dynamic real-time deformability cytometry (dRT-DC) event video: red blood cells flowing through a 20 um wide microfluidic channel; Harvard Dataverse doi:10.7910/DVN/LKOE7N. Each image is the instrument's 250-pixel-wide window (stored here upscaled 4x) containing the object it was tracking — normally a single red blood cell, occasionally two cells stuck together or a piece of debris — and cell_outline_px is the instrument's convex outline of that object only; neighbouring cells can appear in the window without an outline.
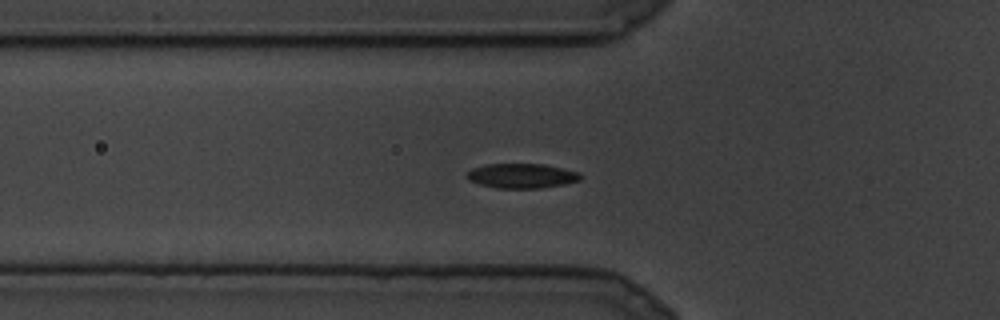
{"species": "common noctule bat (a hibernating species)", "species_latin": "Nyctalus noctula", "temperature_condition": "cold", "stored_images_in_passage": 8, "camera_frame_rate_fps": 3000, "um_per_image_px": 0.085, "animal": {"sex": "male", "body_mass_g": 19.5, "forearm_length_mm": 54.6}, "frame": {"image": 1, "passage_image": 2, "time_ms": 0.333, "image_size_px": [1000, 320], "cell_outline_px": [[580, 180], [564, 184], [540, 188], [496, 188], [480, 184], [464, 176], [472, 168], [484, 164], [544, 164], [580, 172]], "centroid_in_image_um": [44.34, 14.94], "position_along_channel_um": 81.5, "area_um2": 16.24}}
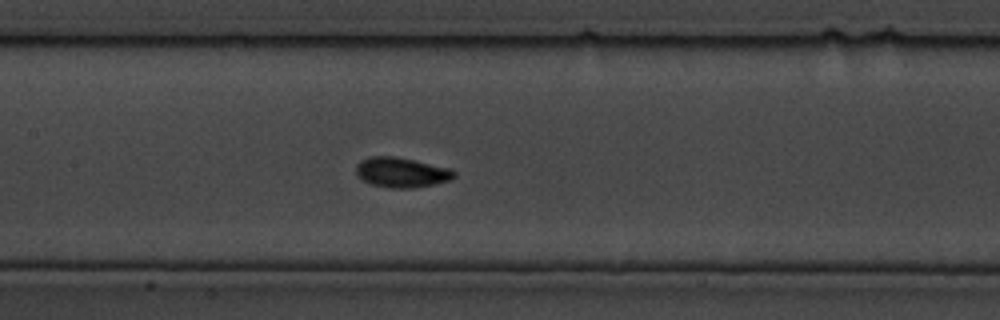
{"frame": {"image": 2, "passage_image": 6, "time_ms": 1.667, "image_size_px": [1000, 320], "cell_outline_px": [[456, 176], [452, 180], [412, 188], [388, 188], [372, 184], [356, 176], [356, 164], [360, 160], [372, 156], [396, 156], [452, 168], [456, 172]], "centroid_in_image_um": [34.14, 14.64], "position_along_channel_um": 173.3, "area_um2": 17.34}}
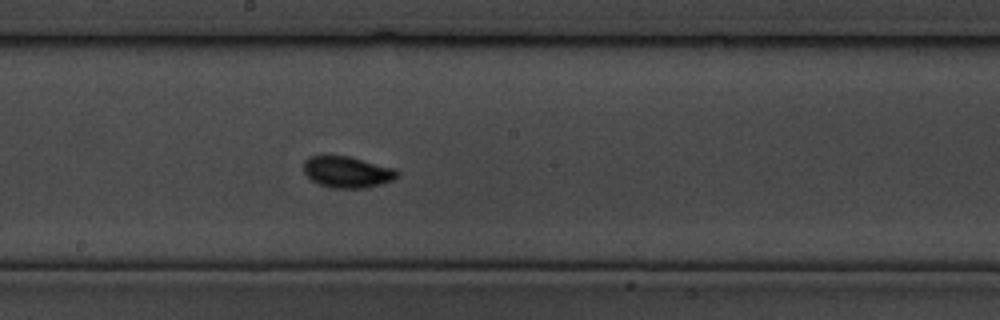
{"frame": {"image": 3, "passage_image": 8, "time_ms": 2.333, "image_size_px": [1000, 320], "cell_outline_px": [[400, 172], [392, 180], [380, 184], [364, 188], [332, 188], [320, 184], [312, 180], [304, 172], [304, 160], [308, 156], [348, 156], [396, 168]], "centroid_in_image_um": [29.52, 14.61], "position_along_channel_um": 218.7, "area_um2": 16.99}}